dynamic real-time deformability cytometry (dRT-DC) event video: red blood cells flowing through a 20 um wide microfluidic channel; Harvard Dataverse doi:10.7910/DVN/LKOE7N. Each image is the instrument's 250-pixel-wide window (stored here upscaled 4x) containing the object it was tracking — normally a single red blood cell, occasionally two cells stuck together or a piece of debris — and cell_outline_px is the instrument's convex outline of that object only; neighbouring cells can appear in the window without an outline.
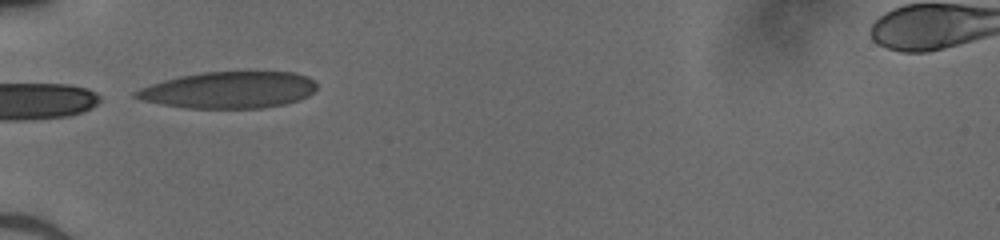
{"species": "human", "species_latin": "Homo sapiens", "temperature_condition": "cold", "stored_images_in_passage": 30, "camera_frame_rate_fps": 3000, "um_per_image_px": 0.085, "donor": {"sex": "male"}, "frame": {"image": 1, "passage_image": 1, "time_ms": 0.0, "image_size_px": [1000, 240], "cell_outline_px": [[316, 88], [308, 96], [284, 104], [260, 108], [188, 108], [164, 104], [144, 100], [132, 96], [132, 92], [140, 88], [164, 80], [180, 76], [200, 72], [292, 72], [308, 76], [316, 84]], "centroid_in_image_um": [19.45, 7.64], "position_along_channel_um": 65.6, "area_um2": 38.32}}
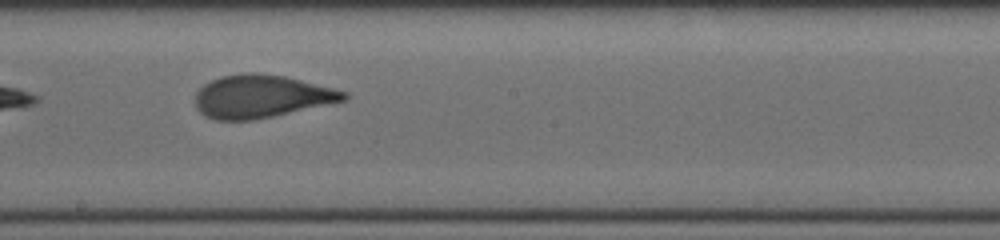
{"frame": {"image": 2, "passage_image": 13, "time_ms": 4.0, "image_size_px": [1000, 240], "cell_outline_px": [[348, 100], [256, 120], [216, 120], [204, 116], [196, 108], [196, 92], [204, 84], [220, 76], [244, 72], [256, 72], [284, 76], [348, 92]], "centroid_in_image_um": [22.2, 8.2], "position_along_channel_um": 226.0, "area_um2": 37.28}}
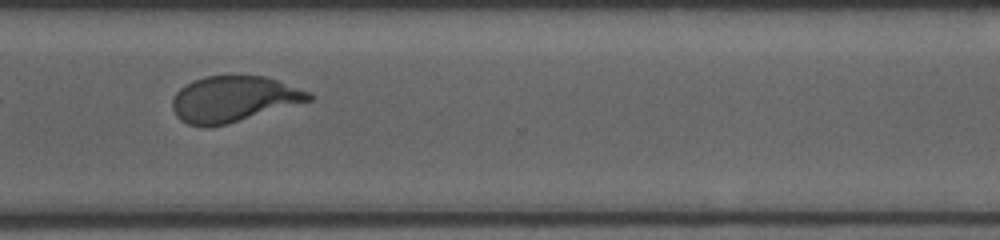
{"frame": {"image": 3, "passage_image": 22, "time_ms": 7.0, "image_size_px": [1000, 240], "cell_outline_px": [[312, 100], [228, 124], [204, 128], [188, 124], [180, 120], [176, 116], [172, 108], [172, 100], [176, 92], [184, 84], [192, 80], [204, 76], [264, 76], [276, 80], [308, 92], [312, 96]], "centroid_in_image_um": [19.78, 8.43], "position_along_channel_um": 350.8, "area_um2": 36.41}}